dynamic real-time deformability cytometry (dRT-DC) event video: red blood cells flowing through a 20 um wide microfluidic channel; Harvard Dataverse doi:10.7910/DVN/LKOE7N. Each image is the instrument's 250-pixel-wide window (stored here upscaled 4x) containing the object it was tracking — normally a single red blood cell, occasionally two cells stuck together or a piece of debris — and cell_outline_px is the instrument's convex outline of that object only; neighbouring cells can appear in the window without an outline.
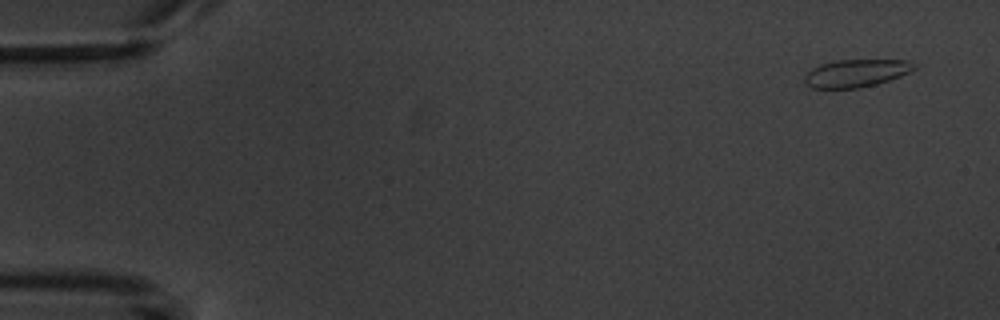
{"species": "common noctule bat (a hibernating species)", "species_latin": "Nyctalus noctula", "temperature_condition": "warm", "stored_images_in_passage": 5, "camera_frame_rate_fps": 3000, "um_per_image_px": 0.085, "animal": {"sex": "male", "body_mass_g": 20.1, "forearm_length_mm": 53.5}, "frame": {"image": 1, "passage_image": 1, "time_ms": 0.0, "image_size_px": [1000, 320], "cell_outline_px": [[916, 68], [900, 76], [876, 84], [860, 88], [812, 88], [804, 80], [804, 76], [812, 68], [820, 64], [832, 60], [908, 60], [916, 64]], "centroid_in_image_um": [72.76, 6.21], "position_along_channel_um": 12.2, "area_um2": 17.63}}
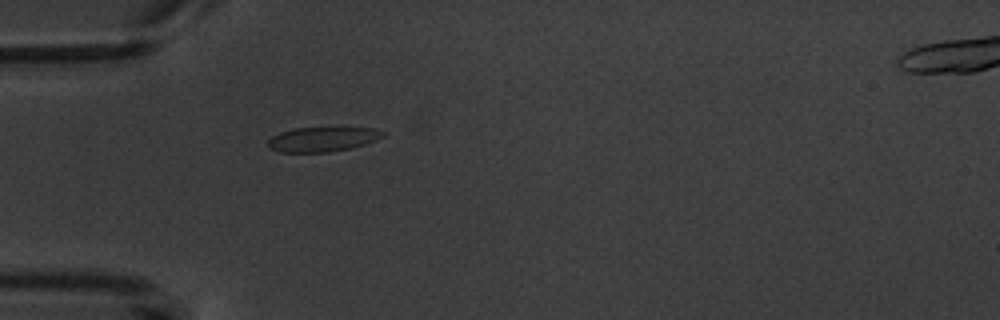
{"frame": {"image": 2, "passage_image": 4, "time_ms": 4.667, "image_size_px": [1000, 320], "cell_outline_px": [[384, 136], [376, 140], [352, 148], [328, 152], [280, 152], [268, 148], [268, 140], [272, 136], [280, 132], [292, 128], [372, 128], [384, 132]], "centroid_in_image_um": [27.38, 11.84], "position_along_channel_um": 57.6, "area_um2": 16.42}}